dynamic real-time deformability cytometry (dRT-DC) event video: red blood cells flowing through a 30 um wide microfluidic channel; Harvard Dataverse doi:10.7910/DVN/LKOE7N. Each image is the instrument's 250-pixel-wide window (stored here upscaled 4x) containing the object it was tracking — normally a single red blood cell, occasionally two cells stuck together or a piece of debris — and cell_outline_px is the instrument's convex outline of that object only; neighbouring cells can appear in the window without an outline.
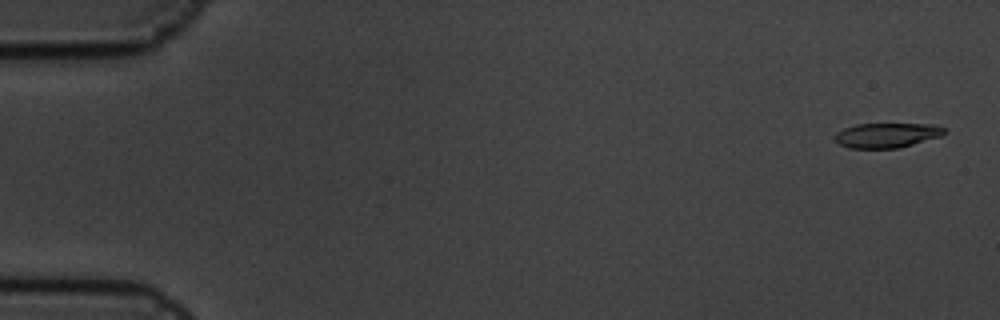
{"species": "common noctule bat (a hibernating species)", "species_latin": "Nyctalus noctula", "temperature_condition": "cold", "stored_images_in_passage": 6, "camera_frame_rate_fps": 3000, "um_per_image_px": 0.085, "animal": {"sex": "male", "body_mass_g": 19.5, "forearm_length_mm": 54.6}, "frame": {"image": 1, "passage_image": 1, "time_ms": 0.0, "image_size_px": [1000, 320], "cell_outline_px": [[944, 132], [940, 136], [912, 144], [896, 148], [848, 148], [840, 144], [836, 140], [836, 132], [844, 128], [856, 124], [936, 124], [944, 128]], "centroid_in_image_um": [75.36, 11.49], "position_along_channel_um": 9.6, "area_um2": 15.55}}
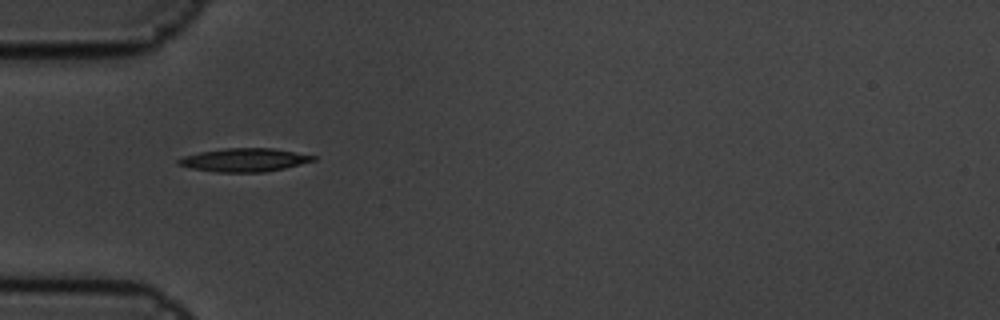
{"frame": {"image": 2, "passage_image": 5, "time_ms": 1.333, "image_size_px": [1000, 320], "cell_outline_px": [[316, 160], [284, 168], [264, 172], [216, 172], [192, 168], [176, 164], [176, 160], [184, 156], [200, 152], [228, 148], [272, 148], [316, 156]], "centroid_in_image_um": [20.75, 13.6], "position_along_channel_um": 64.2, "area_um2": 18.15}}
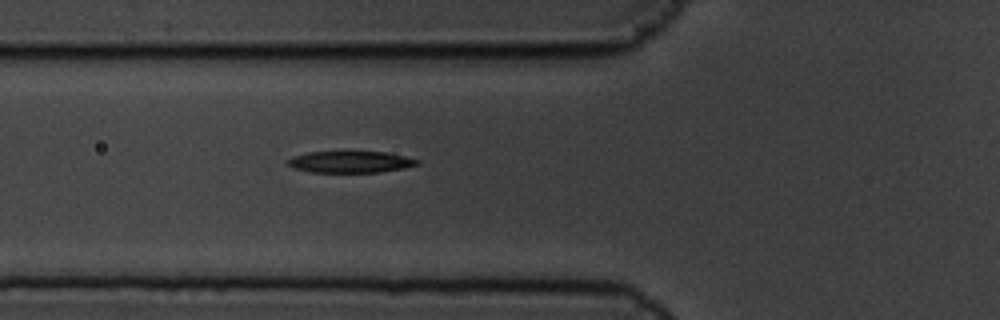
{"frame": {"image": 3, "passage_image": 6, "time_ms": 1.667, "image_size_px": [1000, 320], "cell_outline_px": [[420, 164], [404, 168], [380, 172], [308, 172], [296, 168], [288, 164], [288, 160], [292, 156], [308, 152], [384, 152], [404, 156], [420, 160]], "centroid_in_image_um": [29.81, 13.76], "position_along_channel_um": 96.0, "area_um2": 16.13}}